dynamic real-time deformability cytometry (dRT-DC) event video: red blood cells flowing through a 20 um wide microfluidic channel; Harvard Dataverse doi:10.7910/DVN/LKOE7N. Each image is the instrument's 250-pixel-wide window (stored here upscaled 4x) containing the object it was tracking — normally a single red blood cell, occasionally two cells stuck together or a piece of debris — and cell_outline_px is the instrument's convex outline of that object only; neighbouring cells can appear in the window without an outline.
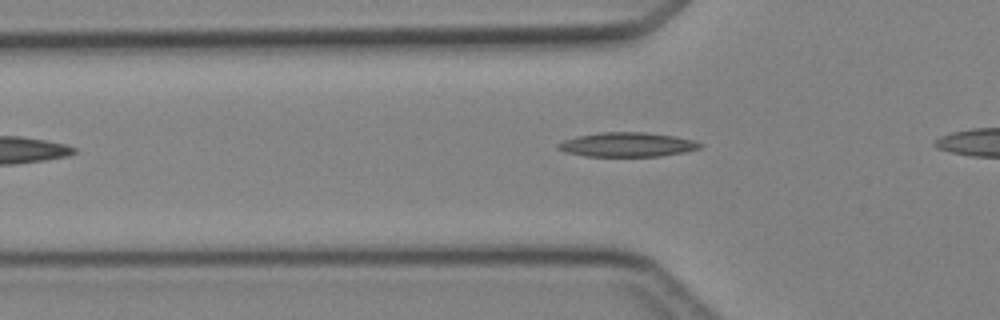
{"species": "Egyptian fruit bat (a non-hibernating species)", "species_latin": "Rousettus aegyptiacus", "temperature_condition": "cold", "stored_images_in_passage": 6, "camera_frame_rate_fps": 3000, "um_per_image_px": 0.085, "animal": {"sex": "female"}, "frame": {"image": 1, "passage_image": 3, "time_ms": 2.333, "image_size_px": [1000, 320], "cell_outline_px": [[704, 144], [700, 148], [684, 152], [660, 156], [584, 156], [564, 152], [556, 148], [556, 144], [564, 140], [576, 136], [600, 132], [648, 132], [676, 136], [692, 140]], "centroid_in_image_um": [53.29, 12.29], "position_along_channel_um": 72.5, "area_um2": 20.29}}